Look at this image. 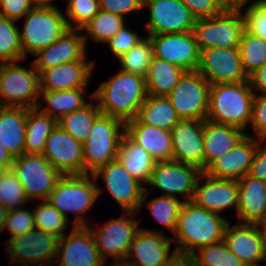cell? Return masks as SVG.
<instances>
[{
  "instance_id": "26",
  "label": "cell",
  "mask_w": 266,
  "mask_h": 266,
  "mask_svg": "<svg viewBox=\"0 0 266 266\" xmlns=\"http://www.w3.org/2000/svg\"><path fill=\"white\" fill-rule=\"evenodd\" d=\"M86 58L43 70L40 73V90L64 91L88 87L95 61H87Z\"/></svg>"
},
{
  "instance_id": "55",
  "label": "cell",
  "mask_w": 266,
  "mask_h": 266,
  "mask_svg": "<svg viewBox=\"0 0 266 266\" xmlns=\"http://www.w3.org/2000/svg\"><path fill=\"white\" fill-rule=\"evenodd\" d=\"M13 162V155L7 150L6 146L2 144L0 139V172L10 170Z\"/></svg>"
},
{
  "instance_id": "49",
  "label": "cell",
  "mask_w": 266,
  "mask_h": 266,
  "mask_svg": "<svg viewBox=\"0 0 266 266\" xmlns=\"http://www.w3.org/2000/svg\"><path fill=\"white\" fill-rule=\"evenodd\" d=\"M254 138L266 139V94H254L251 122Z\"/></svg>"
},
{
  "instance_id": "43",
  "label": "cell",
  "mask_w": 266,
  "mask_h": 266,
  "mask_svg": "<svg viewBox=\"0 0 266 266\" xmlns=\"http://www.w3.org/2000/svg\"><path fill=\"white\" fill-rule=\"evenodd\" d=\"M30 201L23 185L20 183L14 172H0V204L6 209H16L24 207Z\"/></svg>"
},
{
  "instance_id": "41",
  "label": "cell",
  "mask_w": 266,
  "mask_h": 266,
  "mask_svg": "<svg viewBox=\"0 0 266 266\" xmlns=\"http://www.w3.org/2000/svg\"><path fill=\"white\" fill-rule=\"evenodd\" d=\"M238 50L248 76L266 63V41L246 30L242 34Z\"/></svg>"
},
{
  "instance_id": "5",
  "label": "cell",
  "mask_w": 266,
  "mask_h": 266,
  "mask_svg": "<svg viewBox=\"0 0 266 266\" xmlns=\"http://www.w3.org/2000/svg\"><path fill=\"white\" fill-rule=\"evenodd\" d=\"M124 134L125 123L101 113L83 143L84 174H92L117 159Z\"/></svg>"
},
{
  "instance_id": "44",
  "label": "cell",
  "mask_w": 266,
  "mask_h": 266,
  "mask_svg": "<svg viewBox=\"0 0 266 266\" xmlns=\"http://www.w3.org/2000/svg\"><path fill=\"white\" fill-rule=\"evenodd\" d=\"M183 203L179 198L160 195L152 198L147 208L156 220L174 233Z\"/></svg>"
},
{
  "instance_id": "42",
  "label": "cell",
  "mask_w": 266,
  "mask_h": 266,
  "mask_svg": "<svg viewBox=\"0 0 266 266\" xmlns=\"http://www.w3.org/2000/svg\"><path fill=\"white\" fill-rule=\"evenodd\" d=\"M37 205L33 209L35 229L57 235L60 238L65 236L64 232L69 221L48 200L38 201Z\"/></svg>"
},
{
  "instance_id": "39",
  "label": "cell",
  "mask_w": 266,
  "mask_h": 266,
  "mask_svg": "<svg viewBox=\"0 0 266 266\" xmlns=\"http://www.w3.org/2000/svg\"><path fill=\"white\" fill-rule=\"evenodd\" d=\"M198 250L189 257L193 266H245L223 240Z\"/></svg>"
},
{
  "instance_id": "25",
  "label": "cell",
  "mask_w": 266,
  "mask_h": 266,
  "mask_svg": "<svg viewBox=\"0 0 266 266\" xmlns=\"http://www.w3.org/2000/svg\"><path fill=\"white\" fill-rule=\"evenodd\" d=\"M259 140L247 134L233 149L216 159L204 173L218 179L239 181L249 172Z\"/></svg>"
},
{
  "instance_id": "47",
  "label": "cell",
  "mask_w": 266,
  "mask_h": 266,
  "mask_svg": "<svg viewBox=\"0 0 266 266\" xmlns=\"http://www.w3.org/2000/svg\"><path fill=\"white\" fill-rule=\"evenodd\" d=\"M3 229H7L11 237L26 234L35 229L33 211L24 207L9 210Z\"/></svg>"
},
{
  "instance_id": "15",
  "label": "cell",
  "mask_w": 266,
  "mask_h": 266,
  "mask_svg": "<svg viewBox=\"0 0 266 266\" xmlns=\"http://www.w3.org/2000/svg\"><path fill=\"white\" fill-rule=\"evenodd\" d=\"M197 70L210 85L249 80L243 69L238 48L214 47L201 50Z\"/></svg>"
},
{
  "instance_id": "31",
  "label": "cell",
  "mask_w": 266,
  "mask_h": 266,
  "mask_svg": "<svg viewBox=\"0 0 266 266\" xmlns=\"http://www.w3.org/2000/svg\"><path fill=\"white\" fill-rule=\"evenodd\" d=\"M86 91L87 87L64 91H40L47 106L44 107L45 104L39 101L37 108L58 121L63 116L79 110L89 103L84 95Z\"/></svg>"
},
{
  "instance_id": "8",
  "label": "cell",
  "mask_w": 266,
  "mask_h": 266,
  "mask_svg": "<svg viewBox=\"0 0 266 266\" xmlns=\"http://www.w3.org/2000/svg\"><path fill=\"white\" fill-rule=\"evenodd\" d=\"M245 21L242 11H223L204 19H197L193 34L199 50L209 48H238Z\"/></svg>"
},
{
  "instance_id": "52",
  "label": "cell",
  "mask_w": 266,
  "mask_h": 266,
  "mask_svg": "<svg viewBox=\"0 0 266 266\" xmlns=\"http://www.w3.org/2000/svg\"><path fill=\"white\" fill-rule=\"evenodd\" d=\"M33 8L29 0H2L0 16L18 21Z\"/></svg>"
},
{
  "instance_id": "14",
  "label": "cell",
  "mask_w": 266,
  "mask_h": 266,
  "mask_svg": "<svg viewBox=\"0 0 266 266\" xmlns=\"http://www.w3.org/2000/svg\"><path fill=\"white\" fill-rule=\"evenodd\" d=\"M201 173L198 167L175 160L156 162L147 184L164 191V196L182 195L184 202H191Z\"/></svg>"
},
{
  "instance_id": "46",
  "label": "cell",
  "mask_w": 266,
  "mask_h": 266,
  "mask_svg": "<svg viewBox=\"0 0 266 266\" xmlns=\"http://www.w3.org/2000/svg\"><path fill=\"white\" fill-rule=\"evenodd\" d=\"M245 30L266 41V0H255L242 11Z\"/></svg>"
},
{
  "instance_id": "58",
  "label": "cell",
  "mask_w": 266,
  "mask_h": 266,
  "mask_svg": "<svg viewBox=\"0 0 266 266\" xmlns=\"http://www.w3.org/2000/svg\"><path fill=\"white\" fill-rule=\"evenodd\" d=\"M257 226L261 233L263 250H264L265 257H266V220L258 223Z\"/></svg>"
},
{
  "instance_id": "35",
  "label": "cell",
  "mask_w": 266,
  "mask_h": 266,
  "mask_svg": "<svg viewBox=\"0 0 266 266\" xmlns=\"http://www.w3.org/2000/svg\"><path fill=\"white\" fill-rule=\"evenodd\" d=\"M141 123L170 131L181 119L167 96L147 95L136 117Z\"/></svg>"
},
{
  "instance_id": "9",
  "label": "cell",
  "mask_w": 266,
  "mask_h": 266,
  "mask_svg": "<svg viewBox=\"0 0 266 266\" xmlns=\"http://www.w3.org/2000/svg\"><path fill=\"white\" fill-rule=\"evenodd\" d=\"M23 185L29 201L47 200L63 174L55 169L43 154H22L15 157L11 166Z\"/></svg>"
},
{
  "instance_id": "19",
  "label": "cell",
  "mask_w": 266,
  "mask_h": 266,
  "mask_svg": "<svg viewBox=\"0 0 266 266\" xmlns=\"http://www.w3.org/2000/svg\"><path fill=\"white\" fill-rule=\"evenodd\" d=\"M43 156L63 175H84L83 143L59 125L47 138Z\"/></svg>"
},
{
  "instance_id": "59",
  "label": "cell",
  "mask_w": 266,
  "mask_h": 266,
  "mask_svg": "<svg viewBox=\"0 0 266 266\" xmlns=\"http://www.w3.org/2000/svg\"><path fill=\"white\" fill-rule=\"evenodd\" d=\"M169 266H193L189 257H178Z\"/></svg>"
},
{
  "instance_id": "12",
  "label": "cell",
  "mask_w": 266,
  "mask_h": 266,
  "mask_svg": "<svg viewBox=\"0 0 266 266\" xmlns=\"http://www.w3.org/2000/svg\"><path fill=\"white\" fill-rule=\"evenodd\" d=\"M59 240L57 235L33 229L8 238L6 257L23 266H51L56 260Z\"/></svg>"
},
{
  "instance_id": "28",
  "label": "cell",
  "mask_w": 266,
  "mask_h": 266,
  "mask_svg": "<svg viewBox=\"0 0 266 266\" xmlns=\"http://www.w3.org/2000/svg\"><path fill=\"white\" fill-rule=\"evenodd\" d=\"M238 189L236 215L239 222L258 224L265 221L266 182L246 174L238 181Z\"/></svg>"
},
{
  "instance_id": "11",
  "label": "cell",
  "mask_w": 266,
  "mask_h": 266,
  "mask_svg": "<svg viewBox=\"0 0 266 266\" xmlns=\"http://www.w3.org/2000/svg\"><path fill=\"white\" fill-rule=\"evenodd\" d=\"M91 176L96 181L103 178L106 189L124 212H140L150 193L129 174L118 159L100 167Z\"/></svg>"
},
{
  "instance_id": "17",
  "label": "cell",
  "mask_w": 266,
  "mask_h": 266,
  "mask_svg": "<svg viewBox=\"0 0 266 266\" xmlns=\"http://www.w3.org/2000/svg\"><path fill=\"white\" fill-rule=\"evenodd\" d=\"M153 56L182 67L185 71L197 70L200 50L193 32L148 35Z\"/></svg>"
},
{
  "instance_id": "13",
  "label": "cell",
  "mask_w": 266,
  "mask_h": 266,
  "mask_svg": "<svg viewBox=\"0 0 266 266\" xmlns=\"http://www.w3.org/2000/svg\"><path fill=\"white\" fill-rule=\"evenodd\" d=\"M135 212H124L120 217L101 224V227L87 226L94 237L96 247L104 262L110 256L115 260L125 259L133 239L140 229Z\"/></svg>"
},
{
  "instance_id": "40",
  "label": "cell",
  "mask_w": 266,
  "mask_h": 266,
  "mask_svg": "<svg viewBox=\"0 0 266 266\" xmlns=\"http://www.w3.org/2000/svg\"><path fill=\"white\" fill-rule=\"evenodd\" d=\"M16 22L0 16V63L23 61L20 29Z\"/></svg>"
},
{
  "instance_id": "37",
  "label": "cell",
  "mask_w": 266,
  "mask_h": 266,
  "mask_svg": "<svg viewBox=\"0 0 266 266\" xmlns=\"http://www.w3.org/2000/svg\"><path fill=\"white\" fill-rule=\"evenodd\" d=\"M125 17L110 12L99 10V12L81 30H85L83 35L85 43L90 37L93 41L107 43L126 23ZM89 36V37H87Z\"/></svg>"
},
{
  "instance_id": "4",
  "label": "cell",
  "mask_w": 266,
  "mask_h": 266,
  "mask_svg": "<svg viewBox=\"0 0 266 266\" xmlns=\"http://www.w3.org/2000/svg\"><path fill=\"white\" fill-rule=\"evenodd\" d=\"M90 175H63L47 199L69 222L68 213H74L72 227L88 226L83 215L94 206L103 190Z\"/></svg>"
},
{
  "instance_id": "50",
  "label": "cell",
  "mask_w": 266,
  "mask_h": 266,
  "mask_svg": "<svg viewBox=\"0 0 266 266\" xmlns=\"http://www.w3.org/2000/svg\"><path fill=\"white\" fill-rule=\"evenodd\" d=\"M144 0H99L100 10L117 14L122 17L130 13L139 14L142 10Z\"/></svg>"
},
{
  "instance_id": "1",
  "label": "cell",
  "mask_w": 266,
  "mask_h": 266,
  "mask_svg": "<svg viewBox=\"0 0 266 266\" xmlns=\"http://www.w3.org/2000/svg\"><path fill=\"white\" fill-rule=\"evenodd\" d=\"M228 220L222 215L184 202L177 219L175 251L178 257H190L197 249L220 242ZM180 245V246H179Z\"/></svg>"
},
{
  "instance_id": "56",
  "label": "cell",
  "mask_w": 266,
  "mask_h": 266,
  "mask_svg": "<svg viewBox=\"0 0 266 266\" xmlns=\"http://www.w3.org/2000/svg\"><path fill=\"white\" fill-rule=\"evenodd\" d=\"M250 0H219L224 11H242Z\"/></svg>"
},
{
  "instance_id": "36",
  "label": "cell",
  "mask_w": 266,
  "mask_h": 266,
  "mask_svg": "<svg viewBox=\"0 0 266 266\" xmlns=\"http://www.w3.org/2000/svg\"><path fill=\"white\" fill-rule=\"evenodd\" d=\"M101 114L98 104L89 102L79 110H75L58 120V125L74 139L82 143L90 134L95 119Z\"/></svg>"
},
{
  "instance_id": "16",
  "label": "cell",
  "mask_w": 266,
  "mask_h": 266,
  "mask_svg": "<svg viewBox=\"0 0 266 266\" xmlns=\"http://www.w3.org/2000/svg\"><path fill=\"white\" fill-rule=\"evenodd\" d=\"M149 8L147 35L193 32L196 19L181 0H144Z\"/></svg>"
},
{
  "instance_id": "45",
  "label": "cell",
  "mask_w": 266,
  "mask_h": 266,
  "mask_svg": "<svg viewBox=\"0 0 266 266\" xmlns=\"http://www.w3.org/2000/svg\"><path fill=\"white\" fill-rule=\"evenodd\" d=\"M99 10V0H68L64 15L70 29H81Z\"/></svg>"
},
{
  "instance_id": "3",
  "label": "cell",
  "mask_w": 266,
  "mask_h": 266,
  "mask_svg": "<svg viewBox=\"0 0 266 266\" xmlns=\"http://www.w3.org/2000/svg\"><path fill=\"white\" fill-rule=\"evenodd\" d=\"M253 99L249 81L210 85L207 120L245 130L251 122Z\"/></svg>"
},
{
  "instance_id": "51",
  "label": "cell",
  "mask_w": 266,
  "mask_h": 266,
  "mask_svg": "<svg viewBox=\"0 0 266 266\" xmlns=\"http://www.w3.org/2000/svg\"><path fill=\"white\" fill-rule=\"evenodd\" d=\"M191 11L193 17L204 19L216 16L224 10L219 0H181Z\"/></svg>"
},
{
  "instance_id": "34",
  "label": "cell",
  "mask_w": 266,
  "mask_h": 266,
  "mask_svg": "<svg viewBox=\"0 0 266 266\" xmlns=\"http://www.w3.org/2000/svg\"><path fill=\"white\" fill-rule=\"evenodd\" d=\"M57 125L58 121L54 117L42 113L37 107L29 108L24 153L43 154L46 140Z\"/></svg>"
},
{
  "instance_id": "7",
  "label": "cell",
  "mask_w": 266,
  "mask_h": 266,
  "mask_svg": "<svg viewBox=\"0 0 266 266\" xmlns=\"http://www.w3.org/2000/svg\"><path fill=\"white\" fill-rule=\"evenodd\" d=\"M18 62L0 63V106L35 108L40 101V74L33 62L29 69Z\"/></svg>"
},
{
  "instance_id": "32",
  "label": "cell",
  "mask_w": 266,
  "mask_h": 266,
  "mask_svg": "<svg viewBox=\"0 0 266 266\" xmlns=\"http://www.w3.org/2000/svg\"><path fill=\"white\" fill-rule=\"evenodd\" d=\"M117 159L130 175L140 183H148L155 161L141 146L123 135Z\"/></svg>"
},
{
  "instance_id": "22",
  "label": "cell",
  "mask_w": 266,
  "mask_h": 266,
  "mask_svg": "<svg viewBox=\"0 0 266 266\" xmlns=\"http://www.w3.org/2000/svg\"><path fill=\"white\" fill-rule=\"evenodd\" d=\"M204 121L180 120L170 131L173 160L198 167L204 172Z\"/></svg>"
},
{
  "instance_id": "30",
  "label": "cell",
  "mask_w": 266,
  "mask_h": 266,
  "mask_svg": "<svg viewBox=\"0 0 266 266\" xmlns=\"http://www.w3.org/2000/svg\"><path fill=\"white\" fill-rule=\"evenodd\" d=\"M28 111L26 107L0 106V139L14 158L24 154Z\"/></svg>"
},
{
  "instance_id": "60",
  "label": "cell",
  "mask_w": 266,
  "mask_h": 266,
  "mask_svg": "<svg viewBox=\"0 0 266 266\" xmlns=\"http://www.w3.org/2000/svg\"><path fill=\"white\" fill-rule=\"evenodd\" d=\"M8 209H6L3 205L0 204V233L4 231V225H5V220L7 218L8 214Z\"/></svg>"
},
{
  "instance_id": "57",
  "label": "cell",
  "mask_w": 266,
  "mask_h": 266,
  "mask_svg": "<svg viewBox=\"0 0 266 266\" xmlns=\"http://www.w3.org/2000/svg\"><path fill=\"white\" fill-rule=\"evenodd\" d=\"M33 7H39V8H49V7H55L53 5V0H29Z\"/></svg>"
},
{
  "instance_id": "18",
  "label": "cell",
  "mask_w": 266,
  "mask_h": 266,
  "mask_svg": "<svg viewBox=\"0 0 266 266\" xmlns=\"http://www.w3.org/2000/svg\"><path fill=\"white\" fill-rule=\"evenodd\" d=\"M173 241L161 231L140 228L125 259L136 266H169L178 258L175 250L170 254Z\"/></svg>"
},
{
  "instance_id": "27",
  "label": "cell",
  "mask_w": 266,
  "mask_h": 266,
  "mask_svg": "<svg viewBox=\"0 0 266 266\" xmlns=\"http://www.w3.org/2000/svg\"><path fill=\"white\" fill-rule=\"evenodd\" d=\"M125 134L155 162L173 160L171 131L145 125L135 118L125 123Z\"/></svg>"
},
{
  "instance_id": "23",
  "label": "cell",
  "mask_w": 266,
  "mask_h": 266,
  "mask_svg": "<svg viewBox=\"0 0 266 266\" xmlns=\"http://www.w3.org/2000/svg\"><path fill=\"white\" fill-rule=\"evenodd\" d=\"M223 241L245 266H260L259 261H266L261 233L255 223L239 222L231 227L228 221Z\"/></svg>"
},
{
  "instance_id": "21",
  "label": "cell",
  "mask_w": 266,
  "mask_h": 266,
  "mask_svg": "<svg viewBox=\"0 0 266 266\" xmlns=\"http://www.w3.org/2000/svg\"><path fill=\"white\" fill-rule=\"evenodd\" d=\"M238 197V180L218 179L202 172L196 182L192 202L207 211L222 215L221 212L229 207H236L237 211Z\"/></svg>"
},
{
  "instance_id": "48",
  "label": "cell",
  "mask_w": 266,
  "mask_h": 266,
  "mask_svg": "<svg viewBox=\"0 0 266 266\" xmlns=\"http://www.w3.org/2000/svg\"><path fill=\"white\" fill-rule=\"evenodd\" d=\"M142 36L138 33L127 28L125 25L107 42L109 49L113 55L118 59L129 49L134 47L140 40Z\"/></svg>"
},
{
  "instance_id": "20",
  "label": "cell",
  "mask_w": 266,
  "mask_h": 266,
  "mask_svg": "<svg viewBox=\"0 0 266 266\" xmlns=\"http://www.w3.org/2000/svg\"><path fill=\"white\" fill-rule=\"evenodd\" d=\"M59 266H105L87 226H73L70 234L59 240L55 260Z\"/></svg>"
},
{
  "instance_id": "29",
  "label": "cell",
  "mask_w": 266,
  "mask_h": 266,
  "mask_svg": "<svg viewBox=\"0 0 266 266\" xmlns=\"http://www.w3.org/2000/svg\"><path fill=\"white\" fill-rule=\"evenodd\" d=\"M247 136L244 130L225 124L204 121V171L220 156L233 149Z\"/></svg>"
},
{
  "instance_id": "54",
  "label": "cell",
  "mask_w": 266,
  "mask_h": 266,
  "mask_svg": "<svg viewBox=\"0 0 266 266\" xmlns=\"http://www.w3.org/2000/svg\"><path fill=\"white\" fill-rule=\"evenodd\" d=\"M248 81L254 94H266V63L251 73Z\"/></svg>"
},
{
  "instance_id": "38",
  "label": "cell",
  "mask_w": 266,
  "mask_h": 266,
  "mask_svg": "<svg viewBox=\"0 0 266 266\" xmlns=\"http://www.w3.org/2000/svg\"><path fill=\"white\" fill-rule=\"evenodd\" d=\"M153 57V46L147 36L118 58L122 71L146 78Z\"/></svg>"
},
{
  "instance_id": "33",
  "label": "cell",
  "mask_w": 266,
  "mask_h": 266,
  "mask_svg": "<svg viewBox=\"0 0 266 266\" xmlns=\"http://www.w3.org/2000/svg\"><path fill=\"white\" fill-rule=\"evenodd\" d=\"M184 73L182 67L153 56L145 78L147 95L167 96Z\"/></svg>"
},
{
  "instance_id": "24",
  "label": "cell",
  "mask_w": 266,
  "mask_h": 266,
  "mask_svg": "<svg viewBox=\"0 0 266 266\" xmlns=\"http://www.w3.org/2000/svg\"><path fill=\"white\" fill-rule=\"evenodd\" d=\"M81 29H70L54 43L40 50L33 60L39 74L51 67L64 63L83 60L86 57V43L84 34H78Z\"/></svg>"
},
{
  "instance_id": "61",
  "label": "cell",
  "mask_w": 266,
  "mask_h": 266,
  "mask_svg": "<svg viewBox=\"0 0 266 266\" xmlns=\"http://www.w3.org/2000/svg\"><path fill=\"white\" fill-rule=\"evenodd\" d=\"M110 264V266H136L135 264L127 261L126 259L114 260V262Z\"/></svg>"
},
{
  "instance_id": "2",
  "label": "cell",
  "mask_w": 266,
  "mask_h": 266,
  "mask_svg": "<svg viewBox=\"0 0 266 266\" xmlns=\"http://www.w3.org/2000/svg\"><path fill=\"white\" fill-rule=\"evenodd\" d=\"M90 97L97 100L102 114L126 123L137 117L147 98L145 78L119 70L110 80L103 82Z\"/></svg>"
},
{
  "instance_id": "6",
  "label": "cell",
  "mask_w": 266,
  "mask_h": 266,
  "mask_svg": "<svg viewBox=\"0 0 266 266\" xmlns=\"http://www.w3.org/2000/svg\"><path fill=\"white\" fill-rule=\"evenodd\" d=\"M61 11L56 6L33 7L24 16V27L20 29L23 60L27 58L28 53L35 55L70 30L66 17Z\"/></svg>"
},
{
  "instance_id": "53",
  "label": "cell",
  "mask_w": 266,
  "mask_h": 266,
  "mask_svg": "<svg viewBox=\"0 0 266 266\" xmlns=\"http://www.w3.org/2000/svg\"><path fill=\"white\" fill-rule=\"evenodd\" d=\"M248 175L266 182V139L259 140Z\"/></svg>"
},
{
  "instance_id": "10",
  "label": "cell",
  "mask_w": 266,
  "mask_h": 266,
  "mask_svg": "<svg viewBox=\"0 0 266 266\" xmlns=\"http://www.w3.org/2000/svg\"><path fill=\"white\" fill-rule=\"evenodd\" d=\"M210 83L198 70L185 71L167 95L179 118L205 121L208 116Z\"/></svg>"
}]
</instances>
